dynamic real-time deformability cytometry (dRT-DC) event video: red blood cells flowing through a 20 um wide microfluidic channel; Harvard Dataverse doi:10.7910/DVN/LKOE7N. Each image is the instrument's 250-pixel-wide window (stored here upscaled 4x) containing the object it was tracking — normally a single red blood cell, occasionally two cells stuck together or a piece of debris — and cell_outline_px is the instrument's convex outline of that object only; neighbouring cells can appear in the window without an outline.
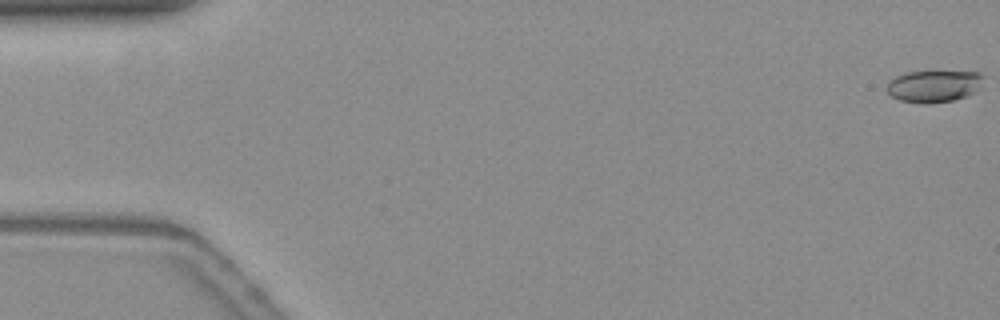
{"species": "common noctule bat (a hibernating species)", "species_latin": "Nyctalus noctula", "temperature_condition": "warm", "stored_images_in_passage": 14, "camera_frame_rate_fps": 3000, "um_per_image_px": 0.085, "animal": {"sex": "female", "body_mass_g": 19.3, "forearm_length_mm": 54.1}, "frame": {"image": 1, "passage_image": 1, "time_ms": 0.0, "image_size_px": [1000, 320], "cell_outline_px": [[984, 76], [972, 92], [968, 96], [952, 100], [924, 104], [900, 100], [892, 96], [884, 88], [888, 80], [904, 72], [980, 72]], "centroid_in_image_um": [79.28, 7.32], "position_along_channel_um": 5.7, "area_um2": 17.74}}
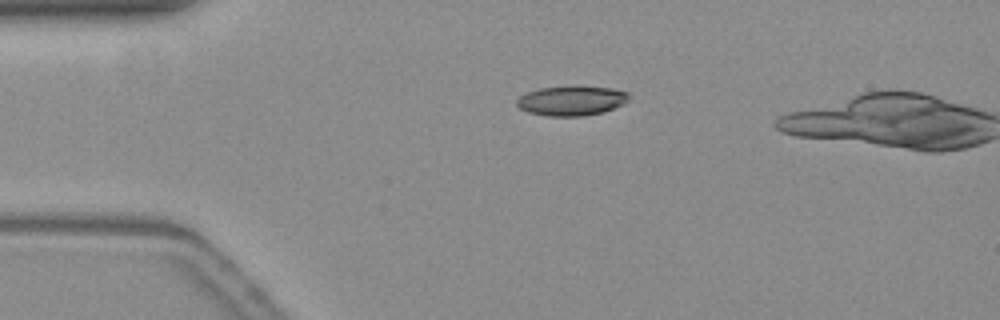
{"frame": {"image": 2, "passage_image": 13, "time_ms": 4.0, "image_size_px": [1000, 320], "cell_outline_px": [[628, 100], [624, 104], [600, 112], [584, 116], [548, 116], [528, 112], [520, 108], [516, 104], [516, 100], [520, 96], [528, 92], [540, 88], [572, 84], [576, 84], [612, 88], [628, 92]], "centroid_in_image_um": [48.57, 8.52], "position_along_channel_um": 36.4, "area_um2": 19.77}}